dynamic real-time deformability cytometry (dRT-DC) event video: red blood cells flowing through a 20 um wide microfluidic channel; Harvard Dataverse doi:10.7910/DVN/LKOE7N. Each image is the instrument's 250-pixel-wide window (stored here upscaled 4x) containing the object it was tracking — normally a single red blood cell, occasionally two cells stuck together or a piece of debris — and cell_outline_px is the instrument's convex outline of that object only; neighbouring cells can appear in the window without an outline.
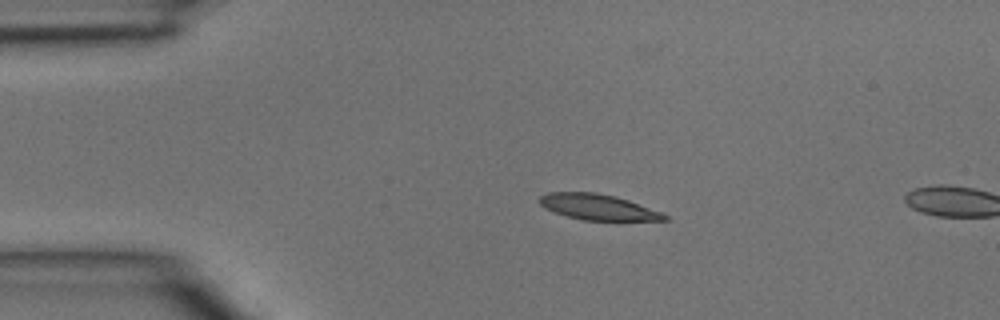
{"species": "common noctule bat (a hibernating species)", "species_latin": "Nyctalus noctula", "temperature_condition": "room temperature", "stored_images_in_passage": 2, "camera_frame_rate_fps": 3000, "um_per_image_px": 0.085, "animal": {"sex": "male", "body_mass_g": 15.6}, "frame": {"image": 1, "passage_image": 1, "time_ms": 0.0, "image_size_px": [1000, 320], "cell_outline_px": [[668, 220], [584, 220], [568, 216], [544, 208], [540, 204], [540, 196], [548, 192], [596, 192], [616, 196], [628, 200], [660, 212], [668, 216]], "centroid_in_image_um": [50.81, 17.59], "position_along_channel_um": 34.2, "area_um2": 18.44}}